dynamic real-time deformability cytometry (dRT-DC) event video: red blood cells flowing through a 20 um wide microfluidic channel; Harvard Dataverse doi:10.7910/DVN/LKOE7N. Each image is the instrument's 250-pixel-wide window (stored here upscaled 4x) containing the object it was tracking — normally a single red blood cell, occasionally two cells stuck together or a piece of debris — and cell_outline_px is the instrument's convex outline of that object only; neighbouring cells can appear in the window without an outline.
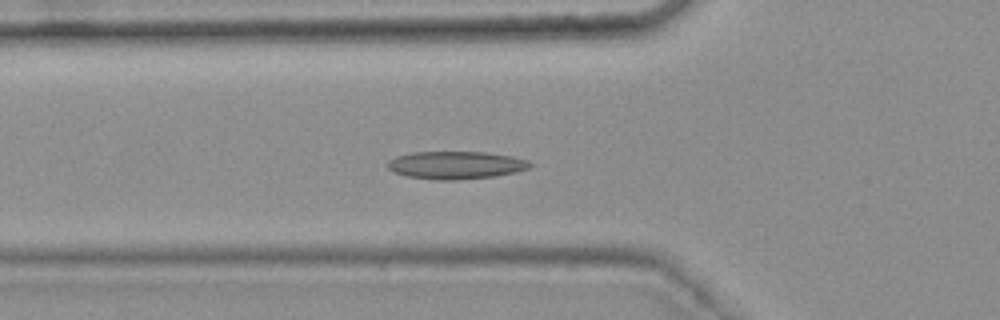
{"species": "common noctule bat (a hibernating species)", "species_latin": "Nyctalus noctula", "temperature_condition": "warm", "stored_images_in_passage": 37, "camera_frame_rate_fps": 3000, "um_per_image_px": 0.085, "animal": {"sex": "female", "body_mass_g": 25.1}, "frame": {"image": 1, "passage_image": 10, "time_ms": 3.0, "image_size_px": [1000, 320], "cell_outline_px": [[532, 164], [528, 168], [516, 172], [496, 176], [456, 180], [436, 180], [408, 176], [392, 172], [388, 168], [388, 160], [396, 156], [412, 152], [488, 152], [512, 156], [528, 160]], "centroid_in_image_um": [38.74, 14.03], "position_along_channel_um": 87.1, "area_um2": 23.12}}
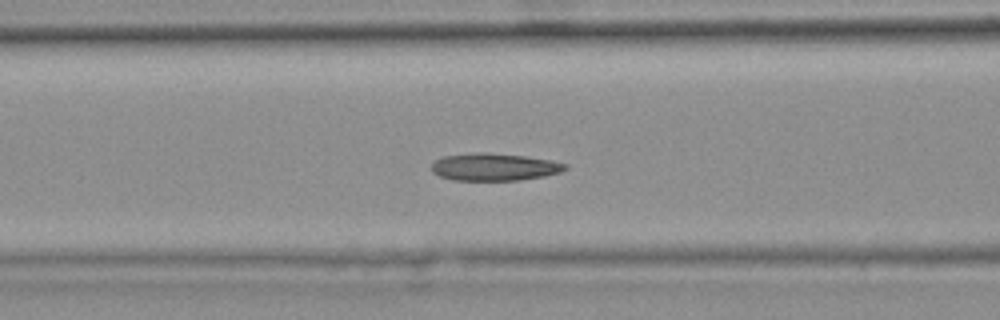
{"frame": {"image": 2, "passage_image": 13, "time_ms": 4.0, "image_size_px": [1000, 320], "cell_outline_px": [[568, 168], [560, 172], [544, 176], [520, 180], [452, 180], [440, 176], [432, 172], [432, 164], [436, 160], [444, 156], [476, 152], [484, 152], [524, 156], [548, 160], [568, 164]], "centroid_in_image_um": [42.01, 14.19], "position_along_channel_um": 124.6, "area_um2": 21.21}}
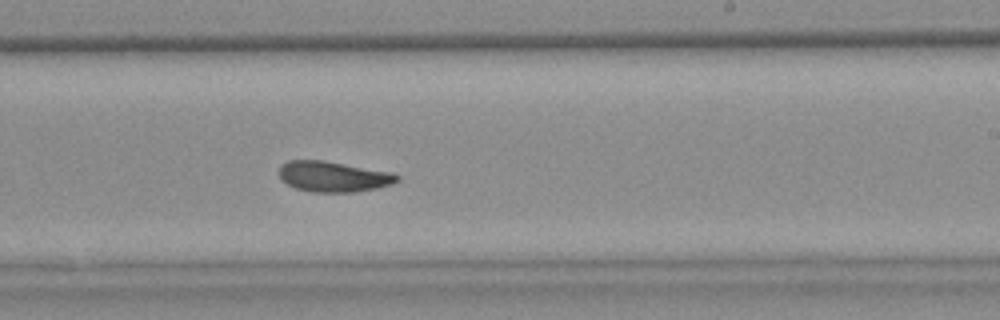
{"frame": {"image": 3, "passage_image": 24, "time_ms": 7.667, "image_size_px": [1000, 320], "cell_outline_px": [[400, 180], [392, 184], [376, 188], [356, 192], [312, 192], [296, 188], [280, 180], [280, 164], [288, 160], [320, 160], [392, 172], [400, 176]], "centroid_in_image_um": [28.33, 15.01], "position_along_channel_um": 260.7, "area_um2": 20.98}}